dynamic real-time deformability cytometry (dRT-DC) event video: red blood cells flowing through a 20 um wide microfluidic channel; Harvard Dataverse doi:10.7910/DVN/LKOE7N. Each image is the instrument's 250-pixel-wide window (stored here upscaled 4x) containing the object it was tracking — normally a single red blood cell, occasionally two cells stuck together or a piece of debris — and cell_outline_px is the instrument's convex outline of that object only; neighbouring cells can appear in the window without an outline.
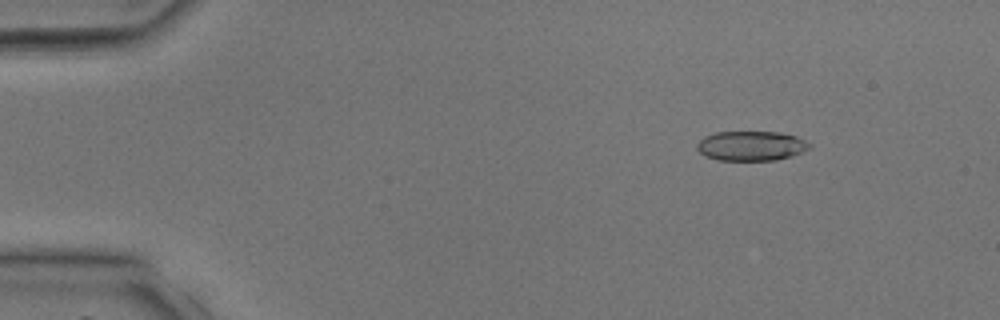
{"species": "common noctule bat (a hibernating species)", "species_latin": "Nyctalus noctula", "temperature_condition": "room temperature", "stored_images_in_passage": 39, "camera_frame_rate_fps": 3000, "um_per_image_px": 0.085, "animal": {"sex": "male", "body_mass_g": 17.9, "forearm_length_mm": 54.2}, "frame": {"image": 1, "passage_image": 5, "time_ms": 1.333, "image_size_px": [1000, 320], "cell_outline_px": [[812, 144], [808, 148], [792, 156], [776, 160], [716, 160], [704, 156], [696, 148], [696, 144], [704, 136], [716, 132], [780, 132], [796, 136]], "centroid_in_image_um": [63.81, 12.4], "position_along_channel_um": 21.2, "area_um2": 19.48}}
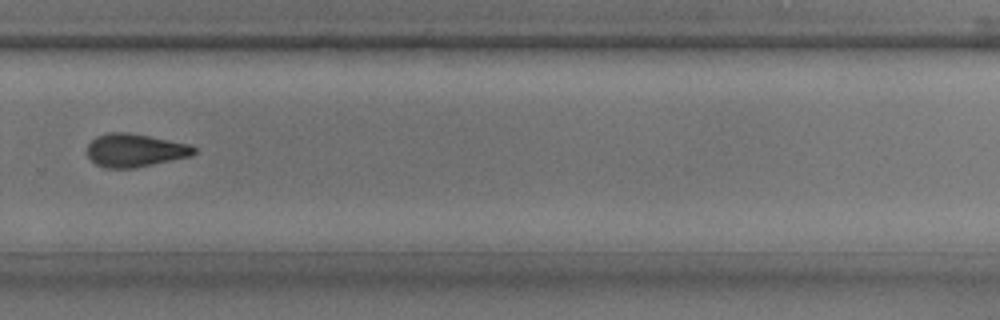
{"frame": {"image": 2, "passage_image": 27, "time_ms": 8.667, "image_size_px": [1000, 320], "cell_outline_px": [[196, 152], [188, 156], [136, 168], [108, 168], [96, 164], [88, 156], [88, 144], [96, 136], [108, 132], [128, 132], [188, 144], [196, 148]], "centroid_in_image_um": [11.43, 12.77], "position_along_channel_um": 318.4, "area_um2": 20.35}}
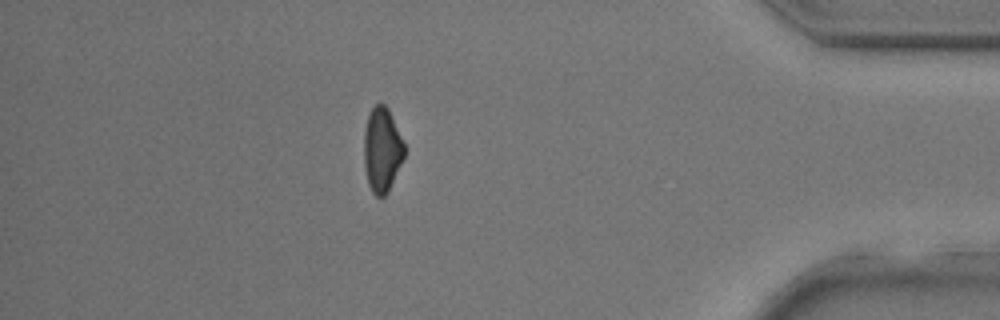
{"frame": {"image": 3, "passage_image": 34, "time_ms": 11.0, "image_size_px": [1000, 320], "cell_outline_px": [[404, 156], [388, 192], [384, 196], [376, 196], [372, 192], [368, 184], [364, 164], [364, 132], [368, 116], [372, 108], [376, 104], [384, 104], [388, 108], [404, 144]], "centroid_in_image_um": [32.46, 12.74], "position_along_channel_um": 402.7, "area_um2": 19.59}}